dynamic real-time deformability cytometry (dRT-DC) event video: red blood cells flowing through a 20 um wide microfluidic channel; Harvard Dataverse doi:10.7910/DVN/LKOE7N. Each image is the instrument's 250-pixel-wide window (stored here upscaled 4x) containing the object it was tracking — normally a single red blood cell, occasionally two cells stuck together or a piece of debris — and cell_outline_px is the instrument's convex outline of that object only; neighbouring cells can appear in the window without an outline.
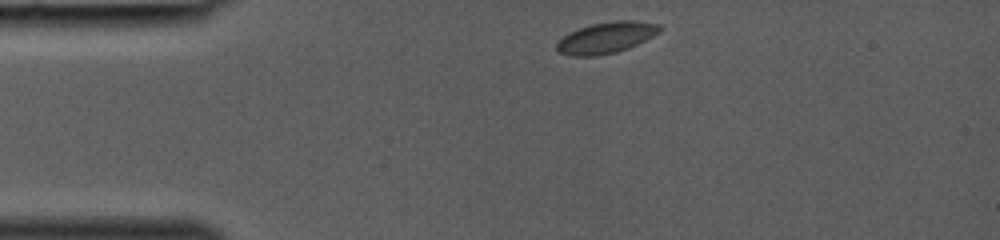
{"species": "common noctule bat (a hibernating species)", "species_latin": "Nyctalus noctula", "temperature_condition": "room temperature", "stored_images_in_passage": 29, "camera_frame_rate_fps": 3000, "um_per_image_px": 0.085, "animal": {"sex": "female", "body_mass_g": 19.0, "forearm_length_mm": 53.3}, "frame": {"image": 1, "passage_image": 1, "time_ms": 0.0, "image_size_px": [1000, 240], "cell_outline_px": [[660, 32], [628, 48], [616, 52], [596, 56], [572, 56], [560, 52], [556, 48], [556, 44], [564, 36], [580, 28], [592, 24], [616, 20], [632, 20], [660, 24]], "centroid_in_image_um": [51.54, 3.2], "position_along_channel_um": 33.5, "area_um2": 18.38}}
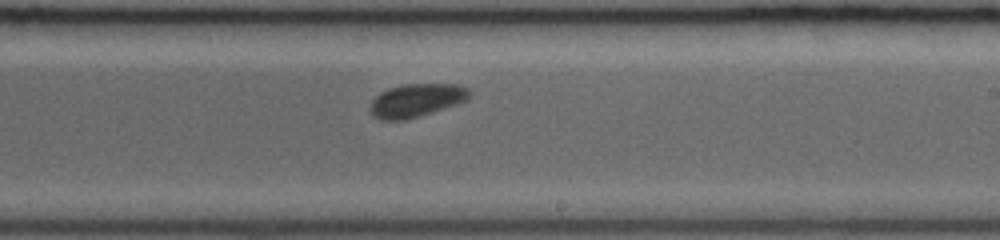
{"frame": {"image": 2, "passage_image": 17, "time_ms": 5.333, "image_size_px": [1000, 240], "cell_outline_px": [[468, 100], [420, 116], [404, 120], [380, 120], [372, 116], [368, 108], [372, 100], [380, 92], [388, 88], [404, 84], [460, 84], [468, 88]], "centroid_in_image_um": [35.34, 8.53], "position_along_channel_um": 253.7, "area_um2": 19.31}}
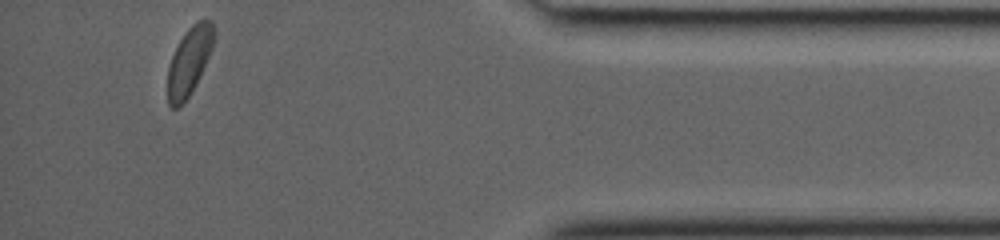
{"frame": {"image": 3, "passage_image": 29, "time_ms": 9.333, "image_size_px": [1000, 240], "cell_outline_px": [[216, 36], [212, 48], [196, 84], [188, 96], [176, 108], [172, 108], [168, 104], [168, 68], [172, 56], [184, 32], [196, 20], [204, 16], [212, 20], [216, 28]], "centroid_in_image_um": [16.13, 5.08], "position_along_channel_um": 419.1, "area_um2": 18.44}}